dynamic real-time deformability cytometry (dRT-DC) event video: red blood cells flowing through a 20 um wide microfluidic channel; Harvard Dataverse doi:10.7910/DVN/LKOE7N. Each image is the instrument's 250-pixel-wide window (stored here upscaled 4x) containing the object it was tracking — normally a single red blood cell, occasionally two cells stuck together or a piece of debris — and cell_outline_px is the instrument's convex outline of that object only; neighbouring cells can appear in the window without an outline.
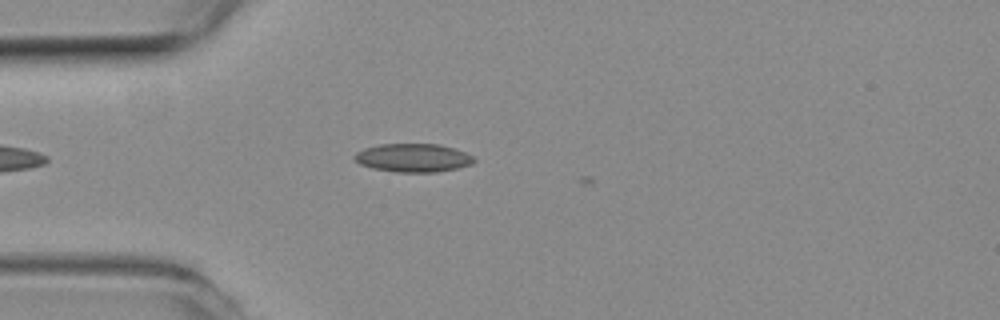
{"species": "common noctule bat (a hibernating species)", "species_latin": "Nyctalus noctula", "temperature_condition": "room temperature", "stored_images_in_passage": 7, "camera_frame_rate_fps": 3000, "um_per_image_px": 0.085, "animal": {"sex": "female", "body_mass_g": 19.3, "forearm_length_mm": 54.1}, "frame": {"image": 1, "passage_image": 5, "time_ms": 1.333, "image_size_px": [1000, 320], "cell_outline_px": [[476, 160], [472, 164], [456, 168], [436, 172], [396, 172], [372, 168], [360, 164], [352, 156], [356, 152], [364, 148], [380, 144], [440, 144], [456, 148], [472, 156]], "centroid_in_image_um": [35.11, 13.41], "position_along_channel_um": 49.9, "area_um2": 19.83}}